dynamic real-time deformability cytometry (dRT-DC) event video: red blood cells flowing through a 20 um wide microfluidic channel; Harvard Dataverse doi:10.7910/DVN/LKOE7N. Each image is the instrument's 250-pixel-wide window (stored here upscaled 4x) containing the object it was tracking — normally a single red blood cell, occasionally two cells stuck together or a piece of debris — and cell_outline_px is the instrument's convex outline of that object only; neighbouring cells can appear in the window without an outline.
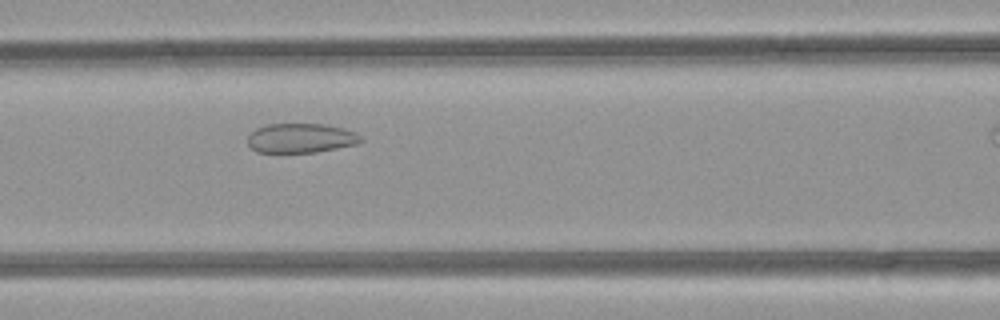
{"species": "common noctule bat (a hibernating species)", "species_latin": "Nyctalus noctula", "temperature_condition": "room temperature", "stored_images_in_passage": 30, "segment_of_instrument_passage": [1, 2], "camera_frame_rate_fps": 3000, "um_per_image_px": 0.085, "animal": {"sex": "female", "body_mass_g": 21.9}, "frame": {"image": 1, "passage_image": 11, "time_ms": 3.333, "image_size_px": [1000, 320], "cell_outline_px": [[360, 140], [356, 144], [316, 152], [256, 152], [248, 144], [248, 136], [256, 128], [268, 124], [324, 124], [344, 128], [356, 132], [360, 136]], "centroid_in_image_um": [25.55, 11.73], "position_along_channel_um": 141.0, "area_um2": 19.25}}
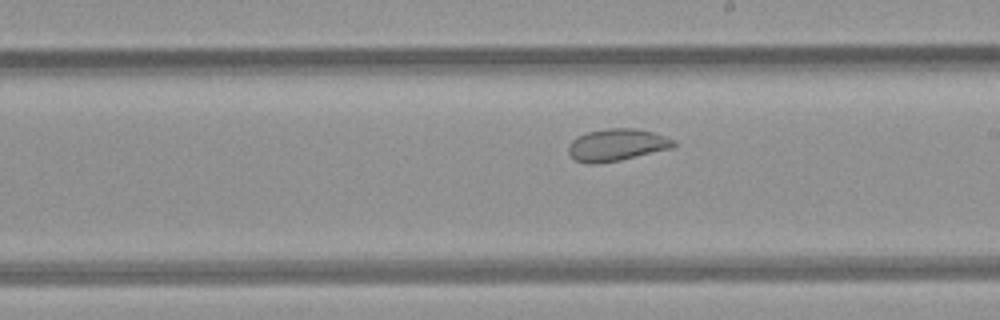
{"frame": {"image": 2, "passage_image": 18, "time_ms": 5.667, "image_size_px": [1000, 320], "cell_outline_px": [[676, 144], [672, 148], [620, 160], [596, 164], [588, 164], [576, 160], [568, 152], [568, 144], [576, 136], [588, 132], [608, 128], [636, 128], [652, 132], [676, 140]], "centroid_in_image_um": [52.42, 12.31], "position_along_channel_um": 236.6, "area_um2": 19.71}}
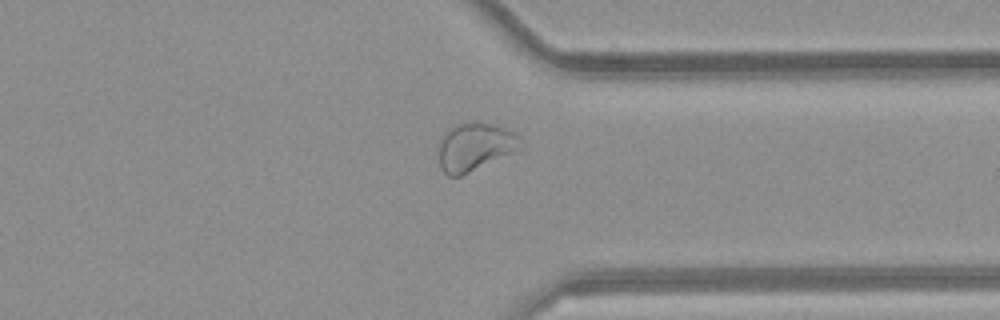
{"frame": {"image": 3, "passage_image": 28, "time_ms": 9.0, "image_size_px": [1000, 320], "cell_outline_px": [[520, 148], [512, 152], [460, 176], [448, 176], [440, 168], [440, 136], [444, 132], [460, 120], [492, 124], [504, 128], [520, 136]], "centroid_in_image_um": [40.31, 12.44], "position_along_channel_um": 371.1, "area_um2": 22.66}}